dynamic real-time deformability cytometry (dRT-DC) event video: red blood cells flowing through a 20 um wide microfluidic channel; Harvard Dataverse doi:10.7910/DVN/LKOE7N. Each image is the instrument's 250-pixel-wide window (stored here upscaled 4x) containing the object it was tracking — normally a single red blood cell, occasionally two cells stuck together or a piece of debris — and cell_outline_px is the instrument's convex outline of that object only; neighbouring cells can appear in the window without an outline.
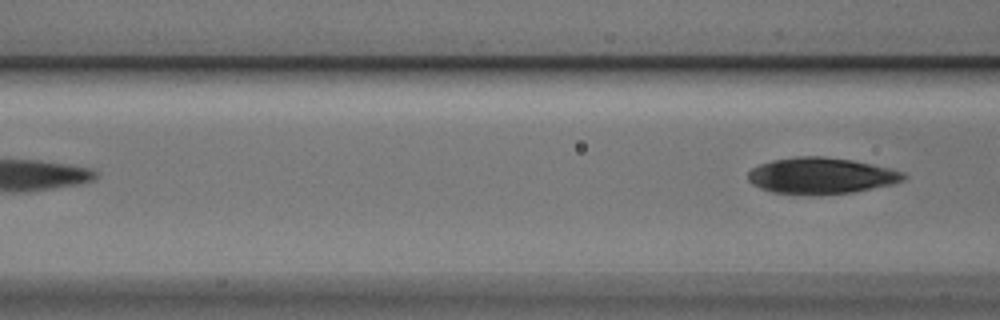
{"species": "Egyptian fruit bat (a non-hibernating species)", "species_latin": "Rousettus aegyptiacus", "temperature_condition": "cold", "stored_images_in_passage": 4, "camera_frame_rate_fps": 3000, "um_per_image_px": 0.085, "animal": {"sex": "male"}, "frame": {"image": 1, "passage_image": 4, "time_ms": 1.0, "image_size_px": [1000, 320], "cell_outline_px": [[908, 176], [904, 180], [892, 184], [852, 192], [816, 196], [772, 192], [760, 188], [752, 184], [748, 180], [748, 172], [752, 168], [760, 164], [772, 160], [796, 156], [824, 156], [852, 160], [892, 168], [904, 172]], "centroid_in_image_um": [69.8, 14.94], "position_along_channel_um": 96.8, "area_um2": 33.23}}